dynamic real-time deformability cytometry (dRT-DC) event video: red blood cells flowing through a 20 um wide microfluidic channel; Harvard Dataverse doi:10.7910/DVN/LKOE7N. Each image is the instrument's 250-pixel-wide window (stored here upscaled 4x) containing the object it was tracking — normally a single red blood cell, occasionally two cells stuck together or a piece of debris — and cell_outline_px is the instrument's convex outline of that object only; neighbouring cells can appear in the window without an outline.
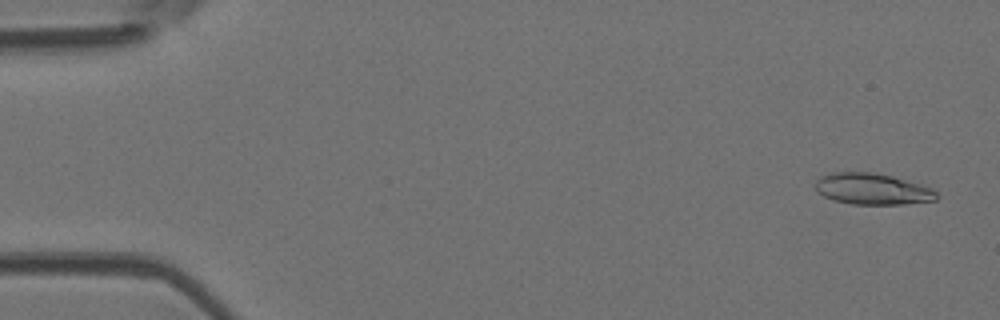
{"species": "Egyptian fruit bat (a non-hibernating species)", "species_latin": "Rousettus aegyptiacus", "temperature_condition": "room temperature", "stored_images_in_passage": 6, "camera_frame_rate_fps": 3000, "um_per_image_px": 0.085, "animal": {"sex": "female"}, "frame": {"image": 1, "passage_image": 1, "time_ms": 0.0, "image_size_px": [1000, 320], "cell_outline_px": [[936, 200], [900, 204], [852, 204], [832, 200], [816, 192], [812, 184], [820, 176], [832, 172], [876, 172], [892, 176], [920, 184], [932, 188], [936, 192]], "centroid_in_image_um": [74.07, 16.05], "position_along_channel_um": 10.9, "area_um2": 22.25}}
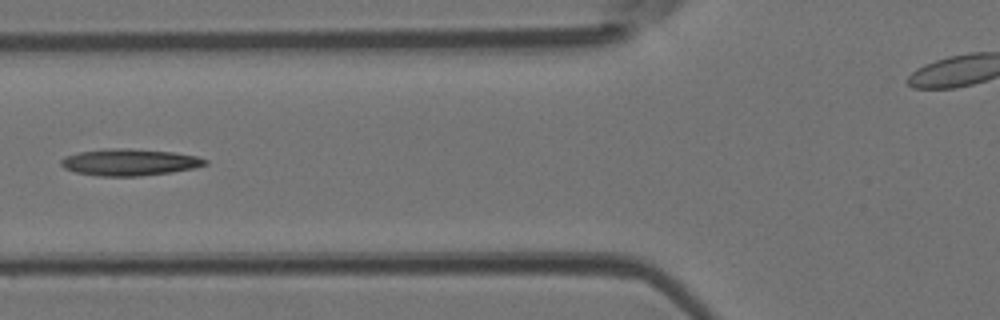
{"frame": {"image": 2, "passage_image": 6, "time_ms": 1.667, "image_size_px": [1000, 320], "cell_outline_px": [[208, 164], [196, 168], [172, 172], [140, 176], [100, 176], [76, 172], [64, 168], [60, 164], [60, 160], [64, 156], [76, 152], [108, 148], [128, 148], [172, 152], [196, 156], [208, 160]], "centroid_in_image_um": [11.0, 13.78], "position_along_channel_um": 114.8, "area_um2": 22.6}}